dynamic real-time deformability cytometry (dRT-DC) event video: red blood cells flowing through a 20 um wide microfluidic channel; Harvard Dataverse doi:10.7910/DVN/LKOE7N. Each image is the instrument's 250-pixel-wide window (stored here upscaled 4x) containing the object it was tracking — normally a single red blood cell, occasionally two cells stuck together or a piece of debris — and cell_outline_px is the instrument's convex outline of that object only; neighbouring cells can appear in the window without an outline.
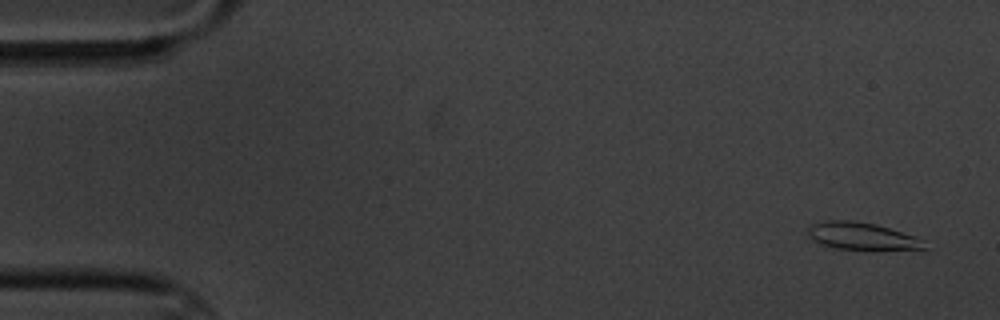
{"species": "common noctule bat (a hibernating species)", "species_latin": "Nyctalus noctula", "temperature_condition": "cold", "stored_images_in_passage": 6, "camera_frame_rate_fps": 3000, "um_per_image_px": 0.085, "animal": {"sex": "male", "body_mass_g": 20.1, "forearm_length_mm": 53.5}, "frame": {"image": 1, "passage_image": 1, "time_ms": 0.0, "image_size_px": [1000, 320], "cell_outline_px": [[928, 248], [880, 252], [868, 252], [836, 248], [820, 244], [812, 240], [808, 236], [808, 228], [812, 224], [828, 220], [852, 220], [876, 224], [916, 236], [924, 240]], "centroid_in_image_um": [73.33, 20.12], "position_along_channel_um": 11.7, "area_um2": 19.54}}